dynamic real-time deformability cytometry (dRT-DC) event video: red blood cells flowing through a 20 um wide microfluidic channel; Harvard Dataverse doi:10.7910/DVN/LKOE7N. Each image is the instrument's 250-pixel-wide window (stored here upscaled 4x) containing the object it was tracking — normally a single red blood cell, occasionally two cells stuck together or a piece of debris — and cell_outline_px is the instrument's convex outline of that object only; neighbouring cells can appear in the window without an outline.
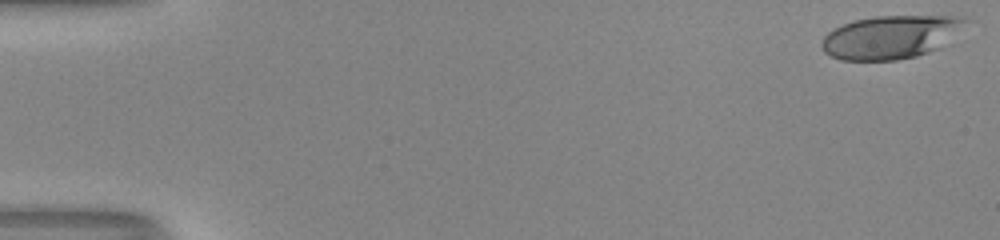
{"species": "human", "species_latin": "Homo sapiens", "temperature_condition": "room temperature", "stored_images_in_passage": 45, "camera_frame_rate_fps": 3000, "um_per_image_px": 0.085, "donor": {"sex": "male"}, "frame": {"image": 1, "passage_image": 1, "time_ms": 0.0, "image_size_px": [1000, 240], "cell_outline_px": [[972, 20], [940, 48], [916, 56], [896, 60], [840, 60], [824, 52], [820, 44], [824, 36], [828, 32], [844, 24], [856, 20], [876, 16], [964, 16]], "centroid_in_image_um": [75.75, 3.14], "position_along_channel_um": 9.2, "area_um2": 36.3}}
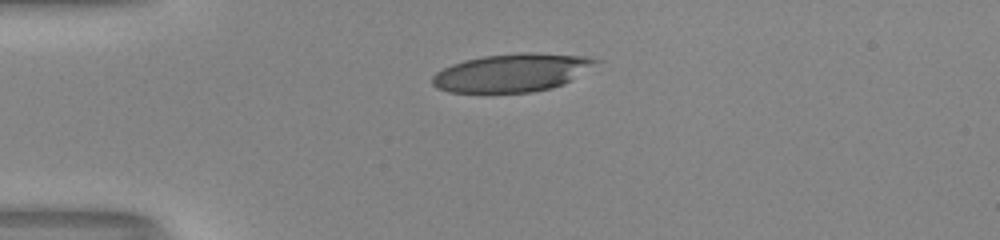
{"frame": {"image": 2, "passage_image": 14, "time_ms": 4.333, "image_size_px": [1000, 240], "cell_outline_px": [[604, 60], [572, 80], [564, 84], [552, 88], [532, 92], [484, 96], [448, 92], [436, 88], [432, 84], [432, 76], [436, 72], [452, 64], [464, 60], [484, 56], [524, 52], [536, 52], [588, 56]], "centroid_in_image_um": [43.5, 6.22], "position_along_channel_um": 41.5, "area_um2": 37.86}}
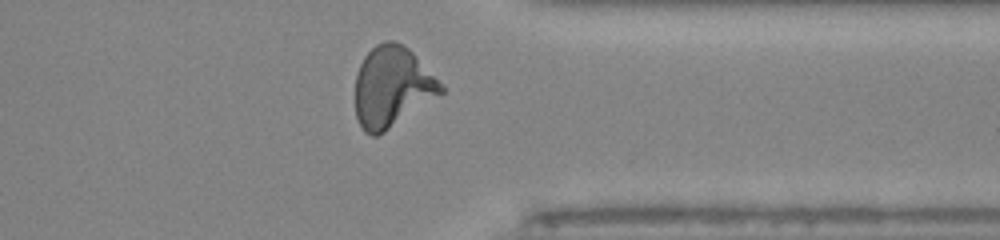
{"frame": {"image": 3, "passage_image": 42, "time_ms": 13.667, "image_size_px": [1000, 240], "cell_outline_px": [[444, 92], [384, 132], [376, 136], [372, 136], [364, 132], [356, 116], [356, 72], [364, 56], [376, 44], [384, 40], [392, 40], [404, 44], [444, 84]], "centroid_in_image_um": [33.33, 7.36], "position_along_channel_um": 378.1, "area_um2": 40.23}, "authors_computed_cell_mechanics": {"area_um2": 37.9168, "velocity_mm_per_s": 4.029, "shape_relaxation_time_tau1_ms": 8.1526, "shape_relaxation_time_tau2_ms": 0.9335, "deformation_change_tau1": 0.3057, "deformation_change_tau2": 0.0979}}